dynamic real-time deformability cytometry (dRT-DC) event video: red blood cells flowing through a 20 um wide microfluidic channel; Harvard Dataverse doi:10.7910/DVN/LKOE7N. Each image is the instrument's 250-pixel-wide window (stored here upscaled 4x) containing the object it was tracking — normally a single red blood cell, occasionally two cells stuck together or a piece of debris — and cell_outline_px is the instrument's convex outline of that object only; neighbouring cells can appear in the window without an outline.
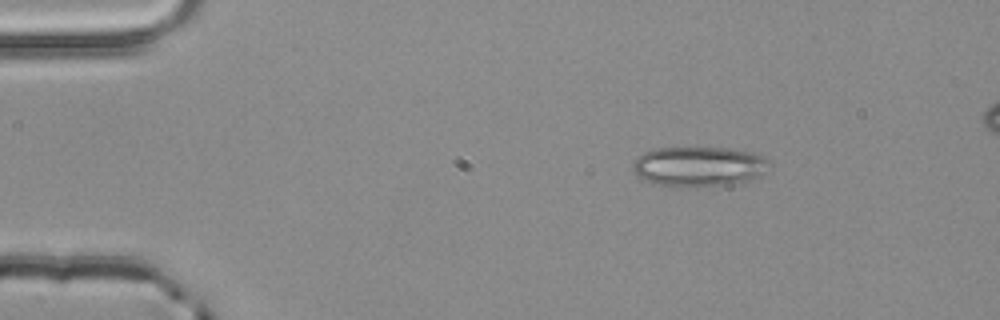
{"species": "common noctule bat (a hibernating species)", "species_latin": "Nyctalus noctula", "temperature_condition": "room temperature", "stored_images_in_passage": 3, "camera_frame_rate_fps": 3000, "um_per_image_px": 0.085, "animal": {"sex": "male", "body_mass_g": 20.4}, "frame": {"image": 1, "passage_image": 1, "time_ms": 0.0, "image_size_px": [1000, 320], "cell_outline_px": [[772, 164], [760, 176], [748, 180], [728, 184], [676, 188], [644, 180], [636, 176], [632, 168], [632, 164], [636, 156], [644, 152], [656, 148], [728, 148], [752, 152], [764, 156]], "centroid_in_image_um": [59.38, 14.15], "position_along_channel_um": 25.6, "area_um2": 32.02}}